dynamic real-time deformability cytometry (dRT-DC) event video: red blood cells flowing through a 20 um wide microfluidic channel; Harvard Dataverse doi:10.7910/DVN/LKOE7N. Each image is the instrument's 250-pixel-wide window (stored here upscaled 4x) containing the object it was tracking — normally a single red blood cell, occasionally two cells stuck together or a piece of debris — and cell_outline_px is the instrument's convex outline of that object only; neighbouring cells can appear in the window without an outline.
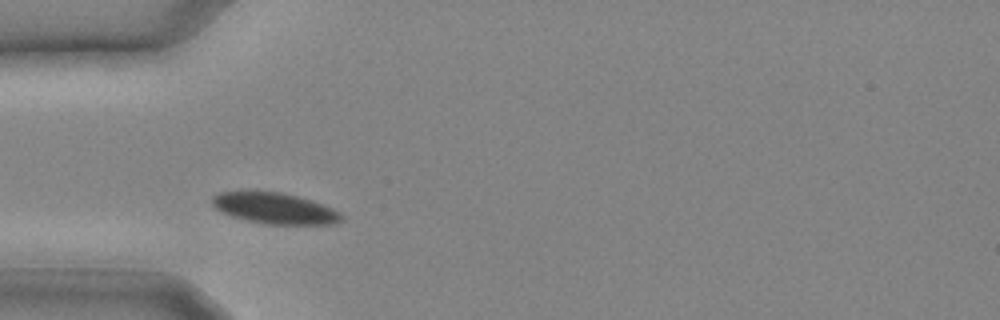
{"species": "common noctule bat (a hibernating species)", "species_latin": "Nyctalus noctula", "temperature_condition": "cold", "stored_images_in_passage": 8, "camera_frame_rate_fps": 3000, "um_per_image_px": 0.085, "animal": {"sex": "male", "body_mass_g": 20.4}, "frame": {"image": 1, "passage_image": 1, "time_ms": 0.0, "image_size_px": [1000, 320], "cell_outline_px": [[344, 220], [336, 224], [268, 224], [248, 220], [232, 216], [220, 212], [212, 204], [212, 196], [220, 192], [280, 192], [296, 196], [332, 208], [340, 212], [344, 216]], "centroid_in_image_um": [23.37, 17.72], "position_along_channel_um": 61.6, "area_um2": 23.0}}
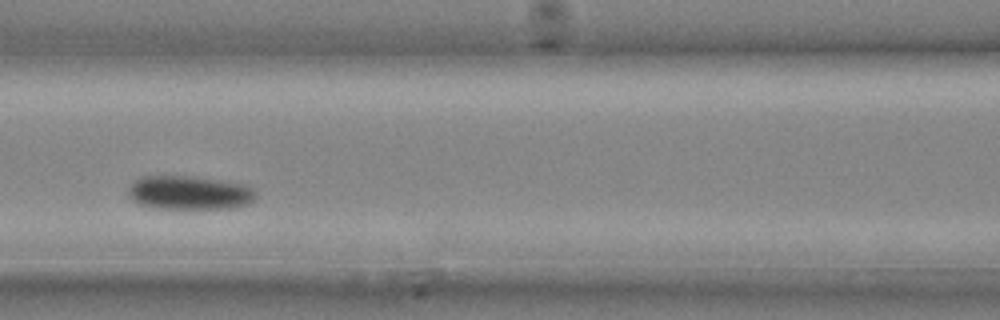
{"frame": {"image": 2, "passage_image": 5, "time_ms": 1.333, "image_size_px": [1000, 320], "cell_outline_px": [[256, 196], [248, 204], [232, 208], [152, 208], [136, 204], [128, 196], [128, 188], [140, 176], [196, 176], [244, 184], [252, 188], [256, 192]], "centroid_in_image_um": [16.06, 16.38], "position_along_channel_um": 150.5, "area_um2": 25.32}}
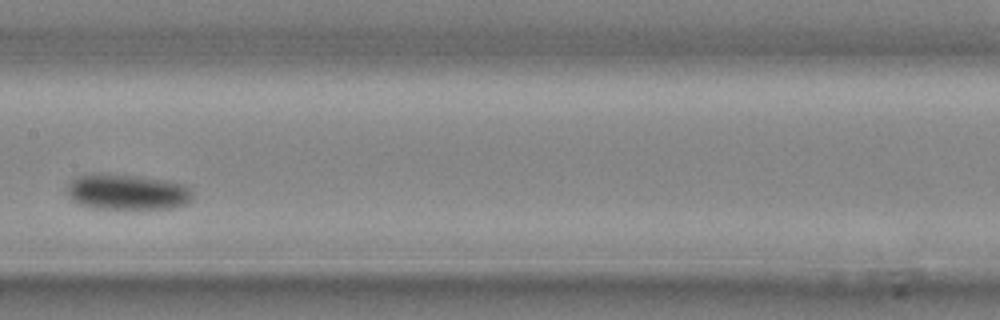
{"frame": {"image": 3, "passage_image": 7, "time_ms": 2.0, "image_size_px": [1000, 320], "cell_outline_px": [[192, 200], [188, 204], [176, 208], [92, 208], [80, 204], [72, 200], [68, 196], [68, 184], [76, 176], [88, 172], [132, 176], [164, 180], [184, 184], [192, 192]], "centroid_in_image_um": [10.8, 16.32], "position_along_channel_um": 196.6, "area_um2": 26.07}}